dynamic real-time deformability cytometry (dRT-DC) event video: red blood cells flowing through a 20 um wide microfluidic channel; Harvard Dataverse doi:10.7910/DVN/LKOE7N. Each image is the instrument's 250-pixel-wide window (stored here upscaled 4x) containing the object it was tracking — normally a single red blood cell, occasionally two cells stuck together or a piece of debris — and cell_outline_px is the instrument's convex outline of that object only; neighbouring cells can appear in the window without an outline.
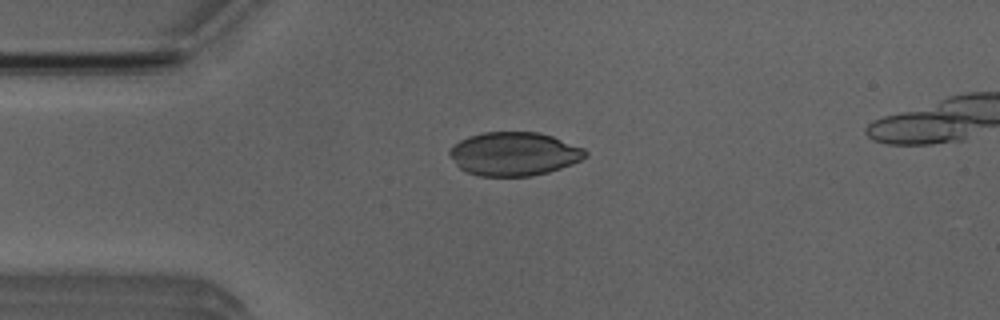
{"species": "Egyptian fruit bat (a non-hibernating species)", "species_latin": "Rousettus aegyptiacus", "temperature_condition": "room temperature", "stored_images_in_passage": 33, "camera_frame_rate_fps": 3000, "um_per_image_px": 0.085, "animal": {"sex": "male"}, "frame": {"image": 1, "passage_image": 2, "time_ms": 0.333, "image_size_px": [1000, 320], "cell_outline_px": [[588, 156], [572, 164], [548, 172], [532, 176], [480, 176], [468, 172], [460, 168], [456, 164], [448, 152], [460, 140], [468, 136], [484, 132], [536, 132], [552, 136], [584, 148], [588, 152]], "centroid_in_image_um": [43.72, 13.08], "position_along_channel_um": 41.3, "area_um2": 34.33}}
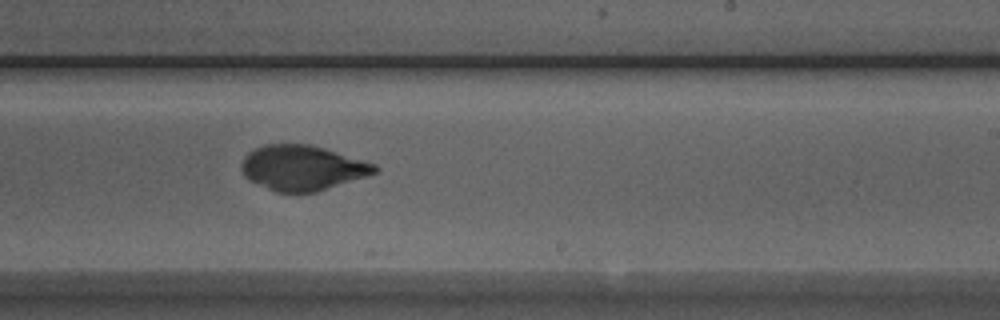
{"frame": {"image": 2, "passage_image": 21, "time_ms": 6.667, "image_size_px": [1000, 320], "cell_outline_px": [[380, 168], [376, 172], [368, 176], [316, 192], [276, 192], [248, 180], [244, 176], [240, 168], [240, 164], [244, 156], [248, 152], [264, 144], [312, 144], [376, 164]], "centroid_in_image_um": [25.69, 14.26], "position_along_channel_um": 263.3, "area_um2": 35.2}}